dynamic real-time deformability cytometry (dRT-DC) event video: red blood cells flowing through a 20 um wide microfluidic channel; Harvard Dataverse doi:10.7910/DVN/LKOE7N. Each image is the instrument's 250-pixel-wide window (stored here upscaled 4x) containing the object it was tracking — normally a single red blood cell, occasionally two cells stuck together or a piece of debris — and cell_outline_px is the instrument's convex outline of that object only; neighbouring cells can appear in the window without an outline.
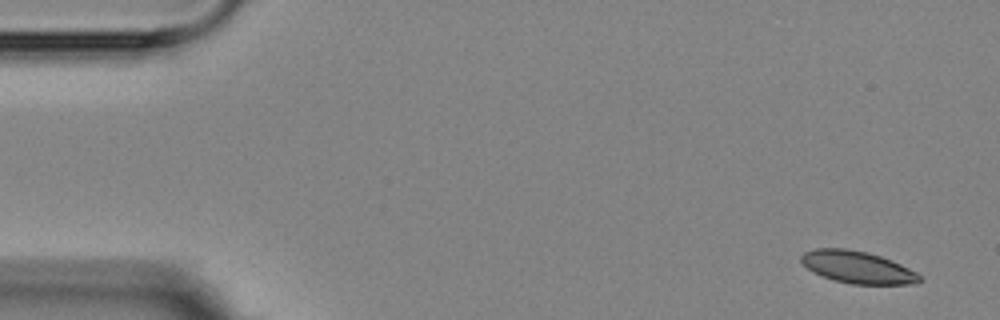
{"species": "Egyptian fruit bat (a non-hibernating species)", "species_latin": "Rousettus aegyptiacus", "temperature_condition": "room temperature", "stored_images_in_passage": 4, "camera_frame_rate_fps": 3000, "um_per_image_px": 0.085, "animal": {"sex": "female"}, "frame": {"image": 1, "passage_image": 1, "time_ms": 0.0, "image_size_px": [1000, 320], "cell_outline_px": [[924, 280], [916, 284], [852, 284], [836, 280], [824, 276], [808, 268], [800, 260], [800, 256], [804, 252], [816, 248], [844, 248], [864, 252], [880, 256], [900, 264], [916, 272]], "centroid_in_image_um": [72.91, 22.71], "position_along_channel_um": 12.1, "area_um2": 21.85}}
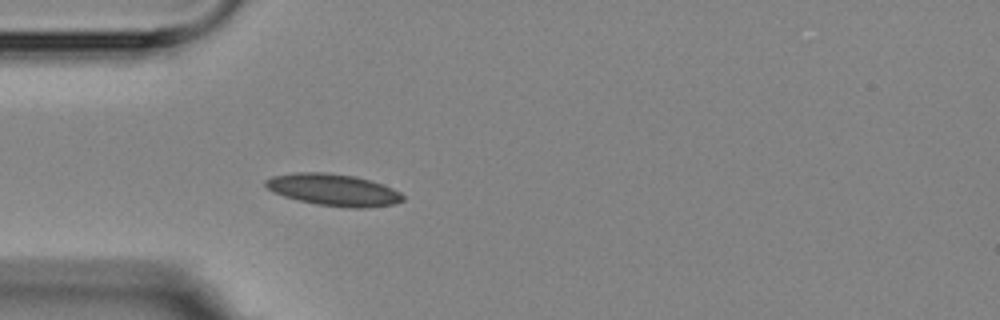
{"frame": {"image": 2, "passage_image": 4, "time_ms": 4.333, "image_size_px": [1000, 320], "cell_outline_px": [[404, 200], [392, 204], [368, 208], [348, 208], [316, 204], [284, 196], [272, 192], [264, 184], [264, 180], [272, 176], [296, 172], [324, 172], [356, 176], [392, 188], [400, 192], [404, 196]], "centroid_in_image_um": [28.32, 16.14], "position_along_channel_um": 56.7, "area_um2": 25.43}}